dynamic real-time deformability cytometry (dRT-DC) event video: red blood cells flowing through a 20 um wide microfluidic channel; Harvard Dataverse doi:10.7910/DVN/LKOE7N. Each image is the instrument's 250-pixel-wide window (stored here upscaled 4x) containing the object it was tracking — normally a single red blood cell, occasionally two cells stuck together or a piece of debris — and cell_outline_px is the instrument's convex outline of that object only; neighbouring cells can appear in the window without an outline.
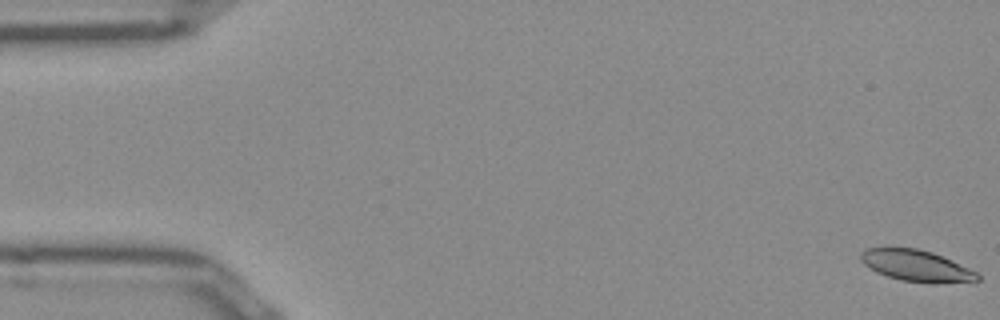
{"species": "Egyptian fruit bat (a non-hibernating species)", "species_latin": "Rousettus aegyptiacus", "temperature_condition": "room temperature", "stored_images_in_passage": 52, "camera_frame_rate_fps": 3000, "um_per_image_px": 0.085, "frame": {"image": 1, "passage_image": 1, "time_ms": 0.0, "image_size_px": [1000, 320], "cell_outline_px": [[980, 280], [900, 280], [876, 272], [864, 264], [860, 260], [860, 252], [868, 248], [888, 244], [916, 248], [932, 252], [980, 272]], "centroid_in_image_um": [77.75, 22.47], "position_along_channel_um": 7.2, "area_um2": 20.98}}
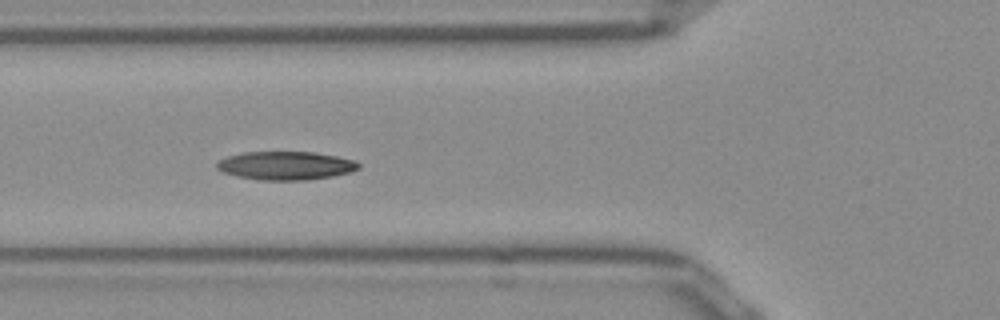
{"frame": {"image": 2, "passage_image": 19, "time_ms": 6.0, "image_size_px": [1000, 320], "cell_outline_px": [[360, 168], [348, 172], [332, 176], [308, 180], [260, 180], [236, 176], [224, 172], [216, 168], [216, 164], [220, 160], [228, 156], [244, 152], [316, 152], [336, 156], [352, 160], [360, 164]], "centroid_in_image_um": [24.27, 14.08], "position_along_channel_um": 101.5, "area_um2": 23.35}}
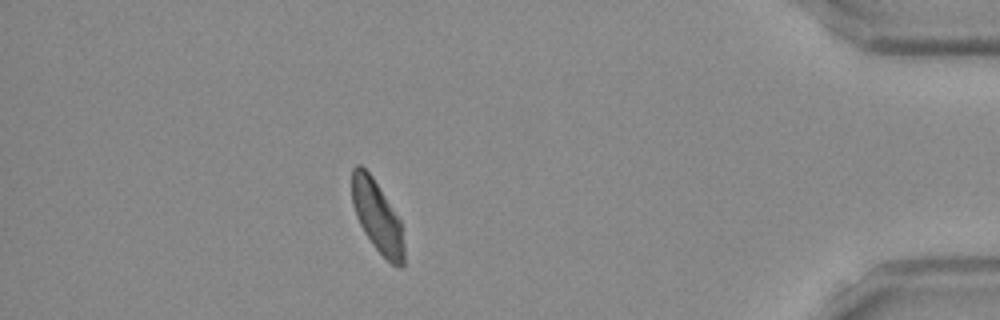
{"frame": {"image": 3, "passage_image": 46, "time_ms": 15.0, "image_size_px": [1000, 320], "cell_outline_px": [[404, 264], [400, 268], [392, 264], [372, 244], [364, 232], [356, 216], [352, 204], [352, 168], [356, 164], [360, 164], [372, 176], [400, 220], [404, 248]], "centroid_in_image_um": [32.05, 18.4], "position_along_channel_um": 403.1, "area_um2": 21.44}, "authors_computed_cell_mechanics": {"area_um2": 22.5709, "velocity_mm_per_s": 3.8973, "shape_relaxation_time_tau1_ms": 4.043, "shape_relaxation_time_tau2_ms": 1.7507, "deformation_change_tau1": 0.1263, "deformation_change_tau2": 0.0577}}